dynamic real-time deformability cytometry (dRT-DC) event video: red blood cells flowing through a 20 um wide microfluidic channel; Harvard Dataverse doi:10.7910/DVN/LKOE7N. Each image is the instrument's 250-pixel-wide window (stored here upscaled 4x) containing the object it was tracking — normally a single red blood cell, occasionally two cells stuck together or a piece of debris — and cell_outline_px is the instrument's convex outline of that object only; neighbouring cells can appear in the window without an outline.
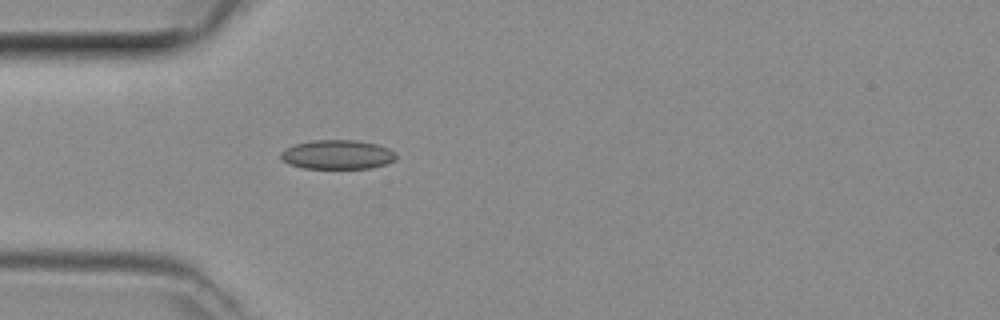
{"species": "common noctule bat (a hibernating species)", "species_latin": "Nyctalus noctula", "temperature_condition": "room temperature", "stored_images_in_passage": 35, "camera_frame_rate_fps": 3000, "um_per_image_px": 0.085, "animal": {"sex": "female", "body_mass_g": 29.2, "forearm_length_mm": 56.3}, "frame": {"image": 1, "passage_image": 1, "time_ms": 0.0, "image_size_px": [1000, 320], "cell_outline_px": [[396, 160], [388, 164], [372, 168], [304, 168], [288, 164], [280, 156], [280, 152], [292, 144], [312, 140], [356, 140], [376, 144], [388, 148], [396, 152]], "centroid_in_image_um": [28.69, 13.14], "position_along_channel_um": 56.3, "area_um2": 19.83}}
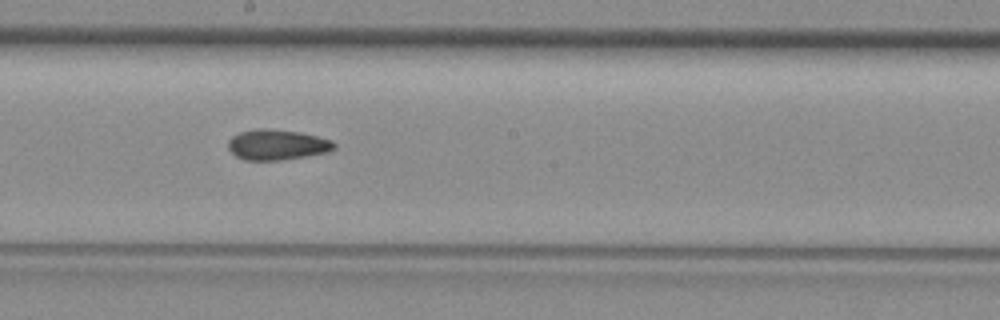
{"frame": {"image": 2, "passage_image": 13, "time_ms": 4.0, "image_size_px": [1000, 320], "cell_outline_px": [[336, 148], [328, 152], [308, 156], [280, 160], [244, 160], [236, 156], [228, 148], [228, 140], [232, 136], [240, 132], [256, 128], [268, 128], [300, 132], [332, 140], [336, 144]], "centroid_in_image_um": [23.56, 12.3], "position_along_channel_um": 224.6, "area_um2": 18.96}}
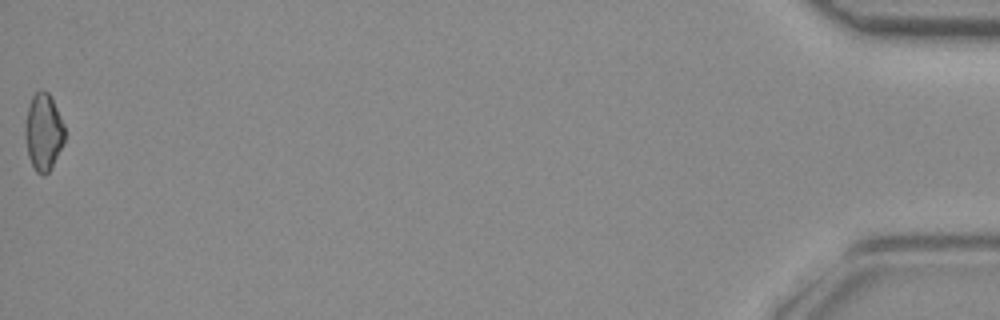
{"frame": {"image": 3, "passage_image": 35, "time_ms": 11.333, "image_size_px": [1000, 320], "cell_outline_px": [[64, 144], [48, 172], [44, 176], [36, 172], [28, 156], [24, 136], [24, 124], [28, 108], [32, 96], [36, 92], [48, 92], [52, 96], [64, 124]], "centroid_in_image_um": [3.69, 11.22], "position_along_channel_um": 431.5, "area_um2": 17.8}}